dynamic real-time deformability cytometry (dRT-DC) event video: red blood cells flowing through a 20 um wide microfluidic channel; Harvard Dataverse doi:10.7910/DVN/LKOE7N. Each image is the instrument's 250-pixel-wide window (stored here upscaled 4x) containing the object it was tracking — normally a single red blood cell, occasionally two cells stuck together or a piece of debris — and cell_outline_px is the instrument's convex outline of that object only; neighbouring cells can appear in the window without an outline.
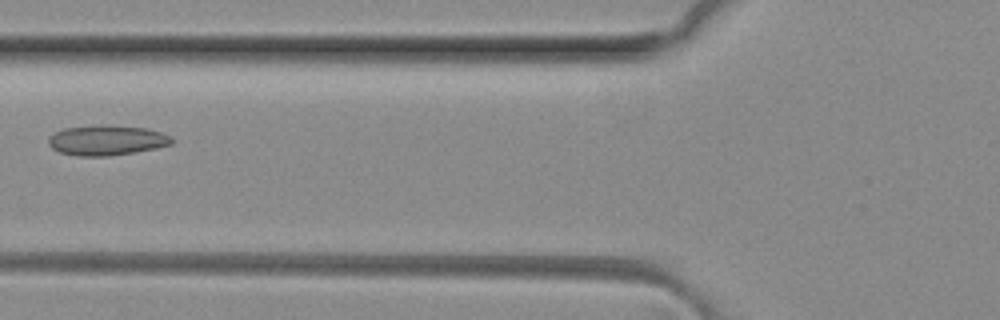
{"species": "common noctule bat (a hibernating species)", "species_latin": "Nyctalus noctula", "temperature_condition": "room temperature", "stored_images_in_passage": 6, "camera_frame_rate_fps": 3000, "um_per_image_px": 0.085, "animal": {"sex": "female", "body_mass_g": 29.2, "forearm_length_mm": 56.3}, "frame": {"image": 1, "passage_image": 6, "time_ms": 1.667, "image_size_px": [1000, 320], "cell_outline_px": [[176, 140], [172, 144], [156, 148], [136, 152], [108, 156], [80, 156], [60, 152], [52, 148], [48, 144], [48, 136], [64, 128], [96, 124], [104, 124], [148, 128], [172, 136]], "centroid_in_image_um": [9.1, 11.91], "position_along_channel_um": 116.7, "area_um2": 22.02}}